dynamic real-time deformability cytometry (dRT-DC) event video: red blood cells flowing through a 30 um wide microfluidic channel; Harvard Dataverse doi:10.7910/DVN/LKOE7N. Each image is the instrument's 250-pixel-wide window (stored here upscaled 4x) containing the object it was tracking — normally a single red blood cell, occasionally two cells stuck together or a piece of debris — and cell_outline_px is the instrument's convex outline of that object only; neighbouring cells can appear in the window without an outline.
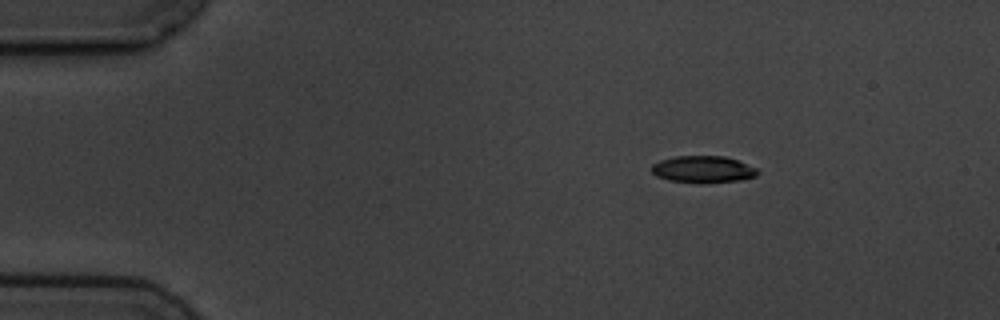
{"species": "common noctule bat (a hibernating species)", "species_latin": "Nyctalus noctula", "temperature_condition": "cold", "stored_images_in_passage": 4, "camera_frame_rate_fps": 3000, "um_per_image_px": 0.085, "animal": {"sex": "male", "body_mass_g": 19.5, "forearm_length_mm": 54.6}, "frame": {"image": 1, "passage_image": 1, "time_ms": 0.0, "image_size_px": [1000, 320], "cell_outline_px": [[760, 172], [756, 176], [740, 180], [668, 180], [656, 176], [652, 172], [652, 164], [660, 160], [676, 156], [724, 156], [736, 160], [756, 168]], "centroid_in_image_um": [59.74, 14.34], "position_along_channel_um": 25.3, "area_um2": 15.66}}
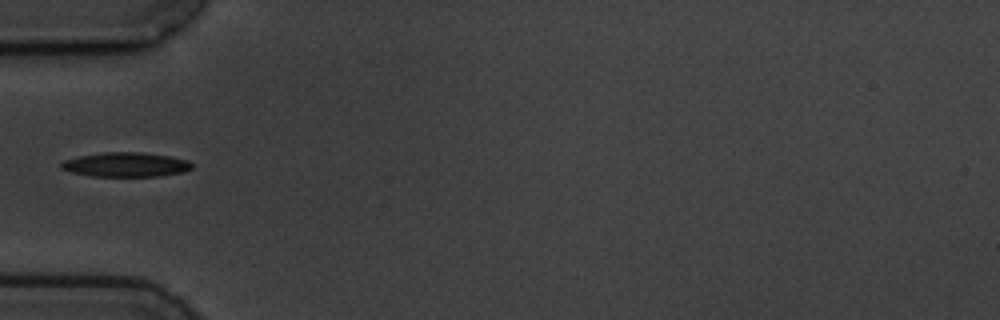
{"frame": {"image": 2, "passage_image": 4, "time_ms": 3.333, "image_size_px": [1000, 320], "cell_outline_px": [[192, 168], [184, 172], [160, 176], [92, 176], [72, 172], [60, 168], [60, 164], [64, 160], [80, 156], [104, 152], [140, 152], [168, 156], [188, 160], [192, 164]], "centroid_in_image_um": [10.7, 13.99], "position_along_channel_um": 74.3, "area_um2": 18.5}}